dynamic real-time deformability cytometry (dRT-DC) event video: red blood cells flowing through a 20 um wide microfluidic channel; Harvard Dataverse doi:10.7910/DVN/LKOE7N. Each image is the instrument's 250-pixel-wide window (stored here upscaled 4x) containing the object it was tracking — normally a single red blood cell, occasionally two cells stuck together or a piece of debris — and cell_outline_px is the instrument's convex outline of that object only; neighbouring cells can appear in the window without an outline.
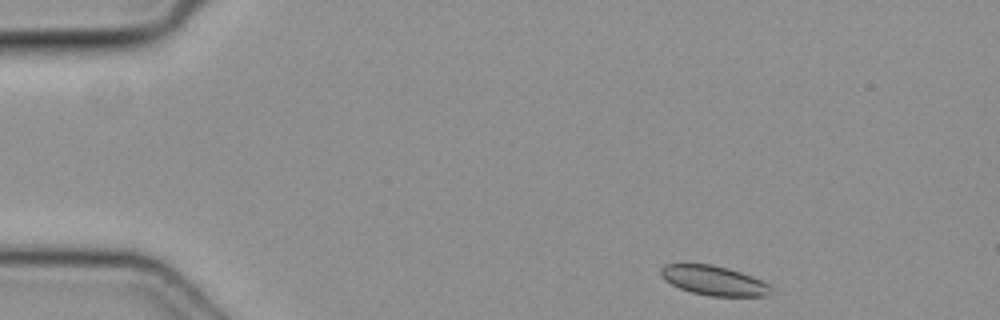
{"species": "common noctule bat (a hibernating species)", "species_latin": "Nyctalus noctula", "temperature_condition": "cold", "stored_images_in_passage": 41, "camera_frame_rate_fps": 3000, "um_per_image_px": 0.085, "animal": {"sex": "female", "body_mass_g": 19.3, "forearm_length_mm": 54.1}, "frame": {"image": 1, "passage_image": 2, "time_ms": 0.333, "image_size_px": [1000, 320], "cell_outline_px": [[776, 292], [768, 296], [708, 296], [692, 292], [680, 288], [664, 280], [660, 272], [660, 268], [664, 264], [712, 264], [728, 268], [752, 276], [768, 284]], "centroid_in_image_um": [60.71, 23.85], "position_along_channel_um": 24.3, "area_um2": 19.07}}
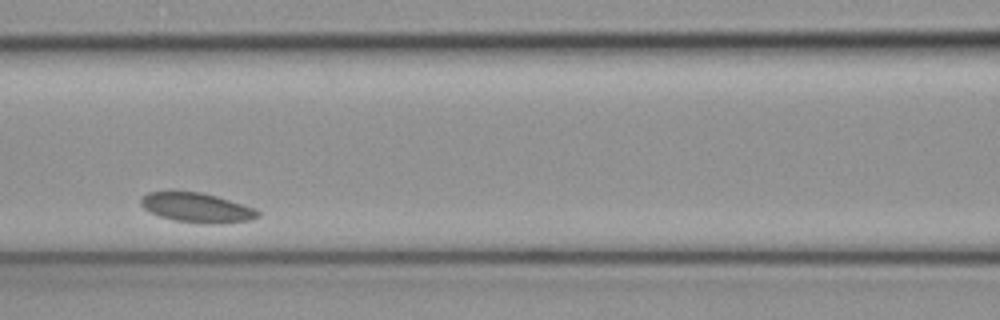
{"frame": {"image": 2, "passage_image": 21, "time_ms": 6.667, "image_size_px": [1000, 320], "cell_outline_px": [[260, 216], [252, 220], [220, 224], [208, 224], [176, 220], [160, 216], [144, 208], [140, 204], [140, 200], [148, 192], [168, 188], [200, 192], [216, 196], [244, 204], [256, 208], [260, 212]], "centroid_in_image_um": [16.73, 17.61], "position_along_channel_um": 149.9, "area_um2": 20.81}}
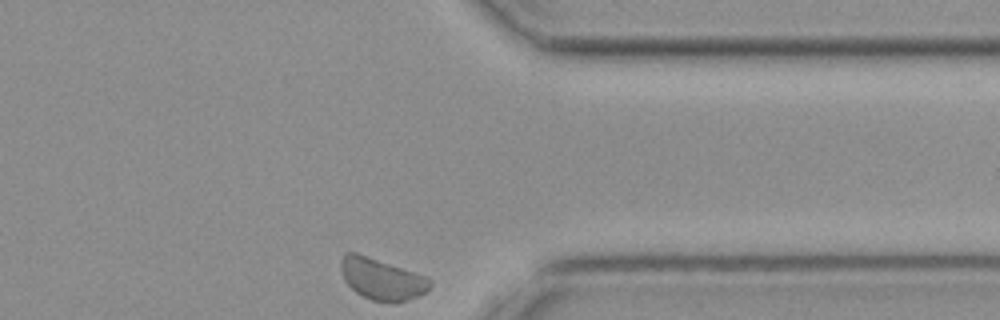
{"frame": {"image": 3, "passage_image": 41, "time_ms": 13.333, "image_size_px": [1000, 320], "cell_outline_px": [[432, 284], [420, 296], [408, 300], [392, 304], [372, 300], [356, 292], [344, 280], [340, 268], [340, 260], [344, 252], [356, 252], [428, 276], [432, 280]], "centroid_in_image_um": [32.46, 23.72], "position_along_channel_um": 378.9, "area_um2": 21.85}}